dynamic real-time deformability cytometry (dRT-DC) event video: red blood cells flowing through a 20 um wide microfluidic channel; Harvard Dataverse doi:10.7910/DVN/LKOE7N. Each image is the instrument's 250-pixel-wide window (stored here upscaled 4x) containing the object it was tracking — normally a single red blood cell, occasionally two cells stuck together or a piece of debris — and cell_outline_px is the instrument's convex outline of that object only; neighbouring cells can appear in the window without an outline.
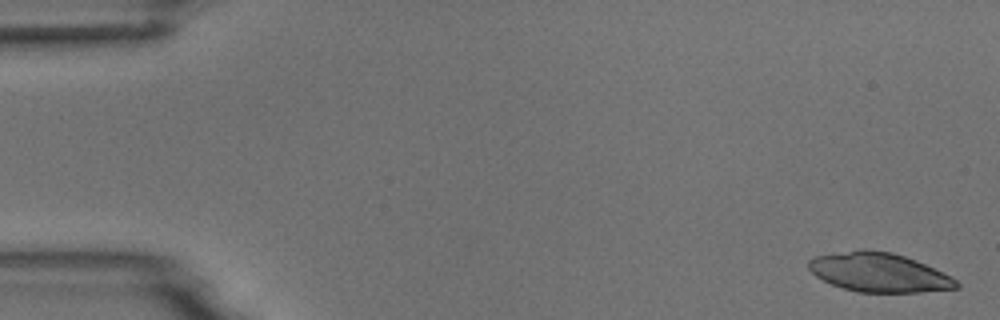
{"species": "common noctule bat (a hibernating species)", "species_latin": "Nyctalus noctula", "temperature_condition": "room temperature", "stored_images_in_passage": 5, "camera_frame_rate_fps": 3000, "um_per_image_px": 0.085, "animal": {"sex": "male", "body_mass_g": 18.8}, "frame": {"image": 1, "passage_image": 1, "time_ms": 0.0, "image_size_px": [1000, 320], "cell_outline_px": [[960, 288], [920, 292], [856, 292], [832, 284], [816, 276], [808, 268], [808, 260], [816, 256], [860, 248], [864, 248], [892, 252], [916, 260], [952, 276], [960, 284]], "centroid_in_image_um": [74.73, 23.14], "position_along_channel_um": 10.3, "area_um2": 33.81}}